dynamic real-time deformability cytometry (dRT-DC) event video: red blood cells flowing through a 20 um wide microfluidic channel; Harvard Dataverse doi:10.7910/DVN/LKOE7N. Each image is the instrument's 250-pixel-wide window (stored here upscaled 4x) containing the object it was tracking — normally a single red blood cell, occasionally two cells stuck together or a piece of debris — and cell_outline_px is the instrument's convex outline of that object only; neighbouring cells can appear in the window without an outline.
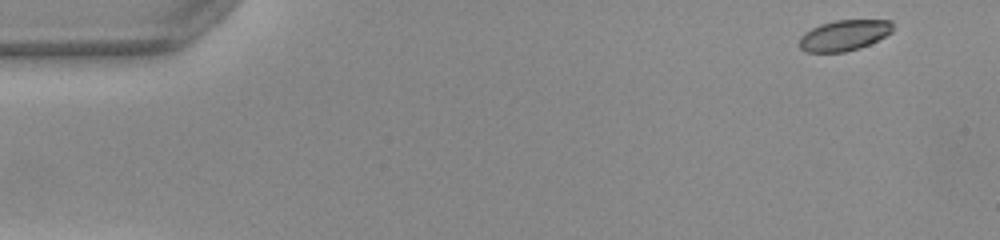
{"species": "common noctule bat (a hibernating species)", "species_latin": "Nyctalus noctula", "temperature_condition": "warm", "stored_images_in_passage": 49, "camera_frame_rate_fps": 3000, "um_per_image_px": 0.085, "animal": {"sex": "female", "body_mass_g": 22.0, "forearm_length_mm": 56.7}, "frame": {"image": 1, "passage_image": 1, "time_ms": 0.0, "image_size_px": [1000, 240], "cell_outline_px": [[892, 32], [860, 48], [844, 52], [804, 52], [800, 48], [800, 36], [804, 32], [820, 24], [836, 20], [892, 20]], "centroid_in_image_um": [71.72, 3.0], "position_along_channel_um": 13.3, "area_um2": 16.65}}
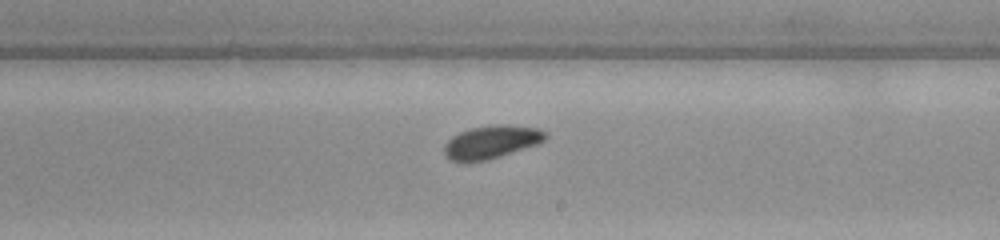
{"frame": {"image": 2, "passage_image": 28, "time_ms": 9.0, "image_size_px": [1000, 240], "cell_outline_px": [[548, 136], [544, 140], [536, 144], [488, 160], [448, 160], [444, 152], [444, 144], [452, 136], [460, 132], [472, 128], [496, 124], [508, 124], [536, 128], [548, 132]], "centroid_in_image_um": [41.78, 12.04], "position_along_channel_um": 247.2, "area_um2": 19.19}}
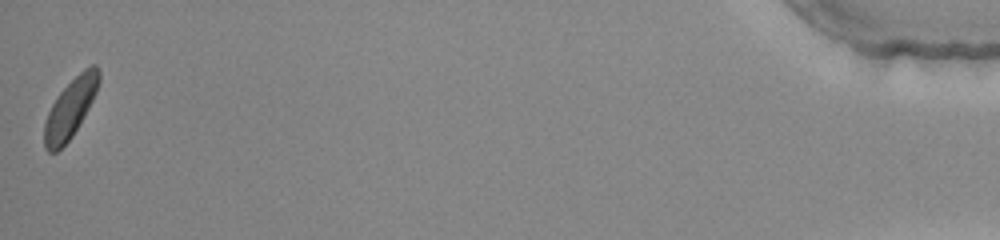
{"frame": {"image": 3, "passage_image": 49, "time_ms": 16.0, "image_size_px": [1000, 240], "cell_outline_px": [[100, 80], [96, 92], [84, 116], [72, 136], [56, 152], [48, 152], [44, 148], [44, 120], [56, 96], [84, 68], [92, 64], [96, 64], [100, 72]], "centroid_in_image_um": [5.97, 9.2], "position_along_channel_um": 429.2, "area_um2": 18.61}, "authors_computed_cell_mechanics": {"area_um2": 18.6116, "velocity_mm_per_s": 3.9801, "shape_relaxation_time_tau1_ms": 1.5858, "shape_relaxation_time_tau2_ms": 6.1358, "deformation_change_tau1": 0.1081, "deformation_change_tau2": 0.1243}}